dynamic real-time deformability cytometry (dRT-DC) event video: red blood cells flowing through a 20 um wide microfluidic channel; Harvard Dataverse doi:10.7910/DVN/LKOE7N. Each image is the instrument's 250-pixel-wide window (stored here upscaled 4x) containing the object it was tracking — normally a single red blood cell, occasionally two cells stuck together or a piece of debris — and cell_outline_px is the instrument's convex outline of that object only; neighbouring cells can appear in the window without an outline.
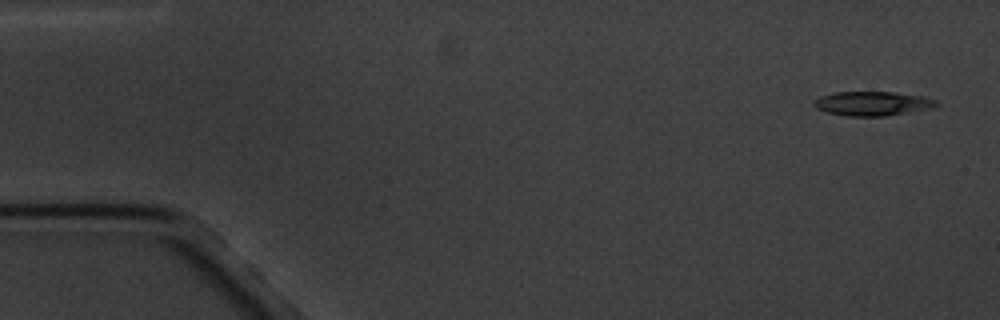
{"species": "common noctule bat (a hibernating species)", "species_latin": "Nyctalus noctula", "temperature_condition": "cold", "stored_images_in_passage": 6, "camera_frame_rate_fps": 3000, "um_per_image_px": 0.085, "animal": {"sex": "male", "body_mass_g": 20.1, "forearm_length_mm": 53.5}, "frame": {"image": 1, "passage_image": 1, "time_ms": 0.0, "image_size_px": [1000, 320], "cell_outline_px": [[940, 104], [932, 108], [884, 116], [844, 116], [828, 112], [816, 108], [816, 100], [820, 96], [836, 92], [892, 92], [924, 96], [936, 100]], "centroid_in_image_um": [74.21, 8.8], "position_along_channel_um": 10.8, "area_um2": 17.11}}
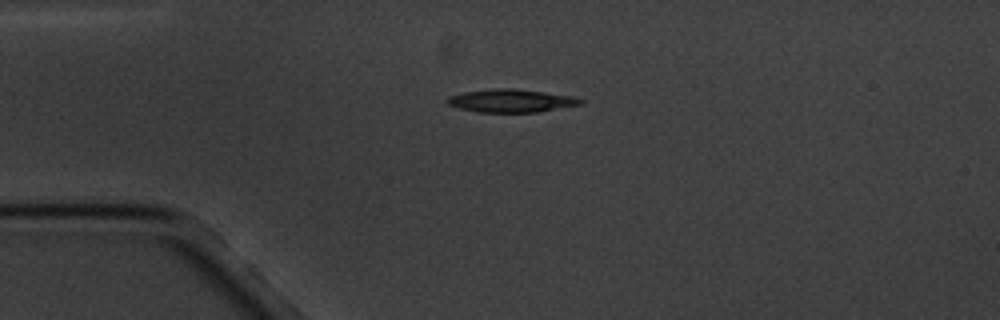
{"frame": {"image": 2, "passage_image": 4, "time_ms": 3.667, "image_size_px": [1000, 320], "cell_outline_px": [[584, 104], [540, 112], [476, 112], [460, 108], [448, 104], [444, 100], [448, 96], [464, 92], [496, 88], [516, 88], [572, 96], [584, 100]], "centroid_in_image_um": [43.46, 8.56], "position_along_channel_um": 41.5, "area_um2": 18.03}}
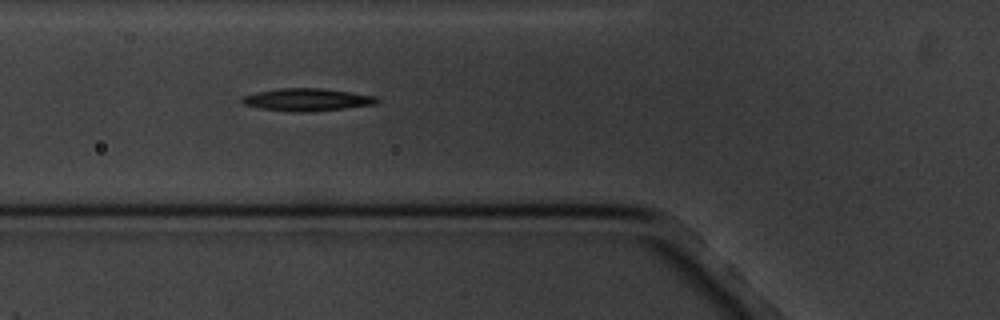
{"frame": {"image": 3, "passage_image": 6, "time_ms": 6.0, "image_size_px": [1000, 320], "cell_outline_px": [[380, 100], [376, 104], [312, 112], [292, 112], [260, 108], [244, 104], [240, 100], [244, 96], [256, 92], [276, 88], [324, 88], [376, 96]], "centroid_in_image_um": [26.1, 8.47], "position_along_channel_um": 99.7, "area_um2": 17.8}}